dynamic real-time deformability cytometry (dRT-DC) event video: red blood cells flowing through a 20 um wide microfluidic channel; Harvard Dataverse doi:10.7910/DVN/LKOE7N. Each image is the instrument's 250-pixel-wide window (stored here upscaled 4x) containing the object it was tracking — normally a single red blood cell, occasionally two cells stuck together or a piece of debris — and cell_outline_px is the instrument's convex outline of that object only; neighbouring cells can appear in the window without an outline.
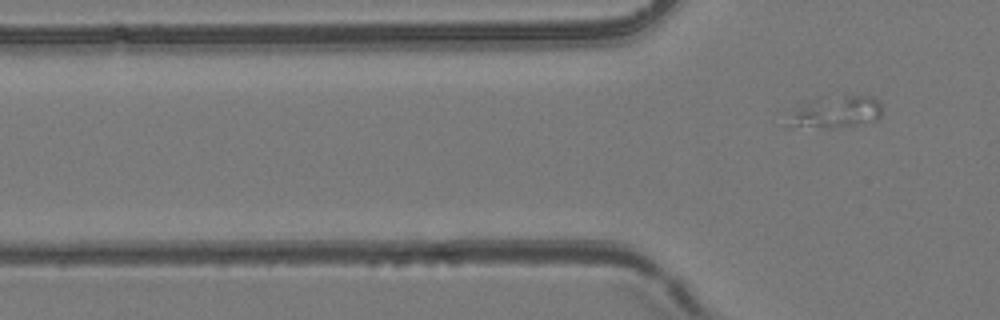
{"species": "common noctule bat (a hibernating species)", "species_latin": "Nyctalus noctula", "temperature_condition": "room temperature", "stored_images_in_passage": 3, "camera_frame_rate_fps": 3000, "um_per_image_px": 0.085, "animal": {"sex": "female", "body_mass_g": 24.6, "forearm_length_mm": 56.2}, "frame": {"image": 1, "passage_image": 3, "time_ms": 3.333, "image_size_px": [1000, 320], "cell_outline_px": [[880, 116], [876, 120], [856, 124], [832, 128], [784, 128], [784, 124], [808, 100], [820, 96], [872, 96], [880, 104]], "centroid_in_image_um": [70.97, 9.54], "position_along_channel_um": 54.8, "area_um2": 17.51}}